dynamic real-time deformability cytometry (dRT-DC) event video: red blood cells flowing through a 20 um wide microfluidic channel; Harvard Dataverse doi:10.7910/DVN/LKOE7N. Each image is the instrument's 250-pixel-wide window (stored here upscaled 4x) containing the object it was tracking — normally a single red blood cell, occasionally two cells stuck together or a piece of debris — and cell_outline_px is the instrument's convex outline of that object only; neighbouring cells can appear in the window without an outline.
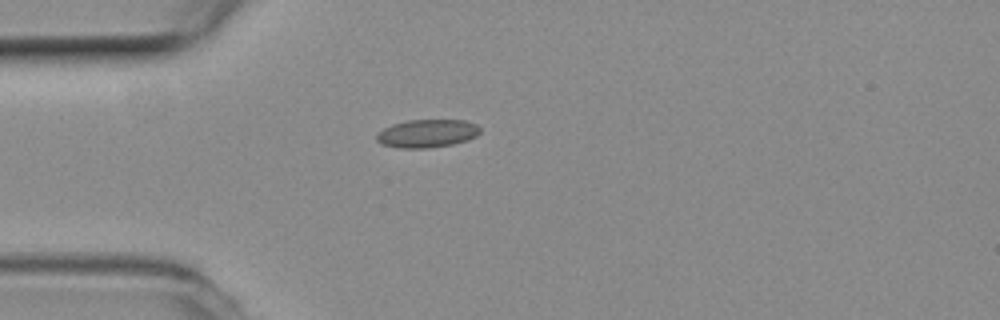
{"species": "common noctule bat (a hibernating species)", "species_latin": "Nyctalus noctula", "temperature_condition": "room temperature", "stored_images_in_passage": 37, "camera_frame_rate_fps": 3000, "um_per_image_px": 0.085, "animal": {"sex": "female", "body_mass_g": 19.3, "forearm_length_mm": 54.1}, "frame": {"image": 1, "passage_image": 2, "time_ms": 0.333, "image_size_px": [1000, 320], "cell_outline_px": [[480, 132], [476, 136], [468, 140], [452, 144], [428, 148], [400, 148], [380, 144], [376, 140], [376, 136], [384, 128], [392, 124], [408, 120], [464, 120], [476, 124], [480, 128]], "centroid_in_image_um": [36.3, 11.34], "position_along_channel_um": 48.7, "area_um2": 16.94}}
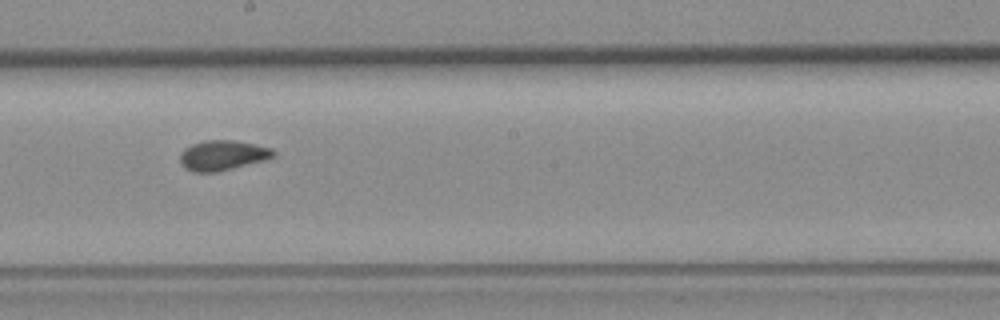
{"frame": {"image": 2, "passage_image": 17, "time_ms": 5.333, "image_size_px": [1000, 320], "cell_outline_px": [[276, 156], [264, 160], [216, 172], [192, 172], [184, 168], [180, 160], [180, 152], [184, 148], [192, 144], [204, 140], [232, 140], [272, 148], [276, 152]], "centroid_in_image_um": [18.89, 13.2], "position_along_channel_um": 229.3, "area_um2": 16.3}}
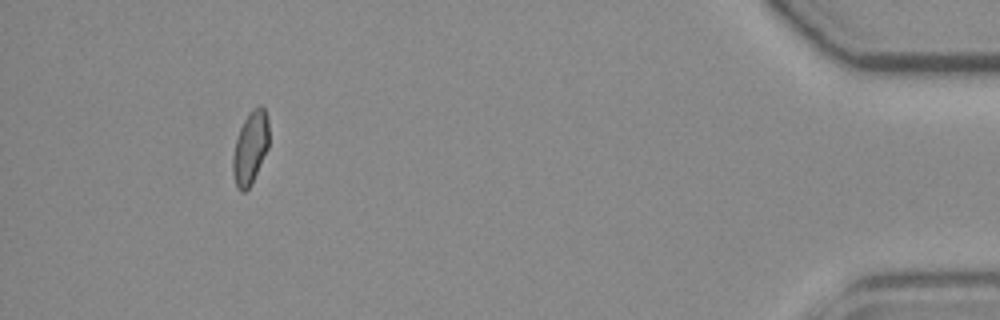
{"frame": {"image": 3, "passage_image": 37, "time_ms": 12.0, "image_size_px": [1000, 320], "cell_outline_px": [[268, 148], [252, 184], [244, 192], [240, 192], [236, 188], [232, 172], [232, 156], [236, 140], [240, 128], [244, 120], [252, 108], [260, 104], [264, 108], [268, 120]], "centroid_in_image_um": [21.26, 12.59], "position_along_channel_um": 413.9, "area_um2": 15.49}, "authors_computed_cell_mechanics": {"area_um2": 15.8372, "velocity_mm_per_s": 3.8397, "shape_relaxation_time_tau1_ms": null, "shape_relaxation_time_tau2_ms": 1.2422, "deformation_change_tau1": null, "deformation_change_tau2": 0.0626}}